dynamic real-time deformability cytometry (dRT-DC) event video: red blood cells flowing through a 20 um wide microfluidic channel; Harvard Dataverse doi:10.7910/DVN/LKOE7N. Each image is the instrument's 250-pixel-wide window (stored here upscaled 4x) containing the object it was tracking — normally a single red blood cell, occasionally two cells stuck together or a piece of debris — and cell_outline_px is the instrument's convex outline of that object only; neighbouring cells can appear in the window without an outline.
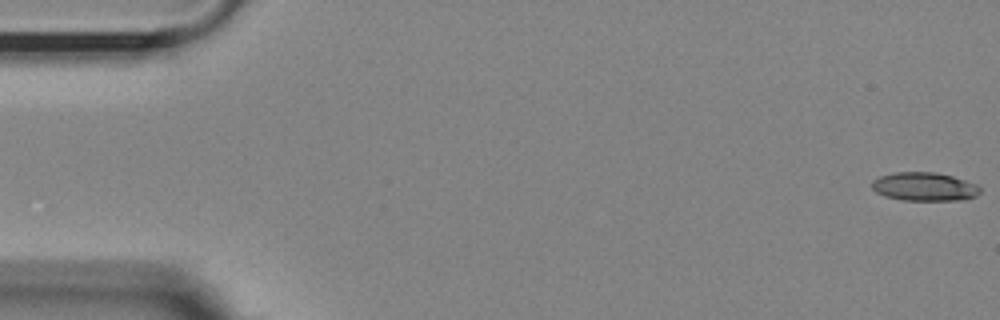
{"species": "Egyptian fruit bat (a non-hibernating species)", "species_latin": "Rousettus aegyptiacus", "temperature_condition": "room temperature", "stored_images_in_passage": 11, "camera_frame_rate_fps": 3000, "um_per_image_px": 0.085, "animal": {"sex": "female"}, "frame": {"image": 1, "passage_image": 1, "time_ms": 0.0, "image_size_px": [1000, 320], "cell_outline_px": [[980, 192], [976, 196], [964, 200], [904, 200], [884, 196], [876, 192], [872, 188], [872, 180], [880, 176], [896, 172], [936, 172], [952, 176], [976, 184], [980, 188]], "centroid_in_image_um": [78.57, 15.87], "position_along_channel_um": 6.4, "area_um2": 17.98}}